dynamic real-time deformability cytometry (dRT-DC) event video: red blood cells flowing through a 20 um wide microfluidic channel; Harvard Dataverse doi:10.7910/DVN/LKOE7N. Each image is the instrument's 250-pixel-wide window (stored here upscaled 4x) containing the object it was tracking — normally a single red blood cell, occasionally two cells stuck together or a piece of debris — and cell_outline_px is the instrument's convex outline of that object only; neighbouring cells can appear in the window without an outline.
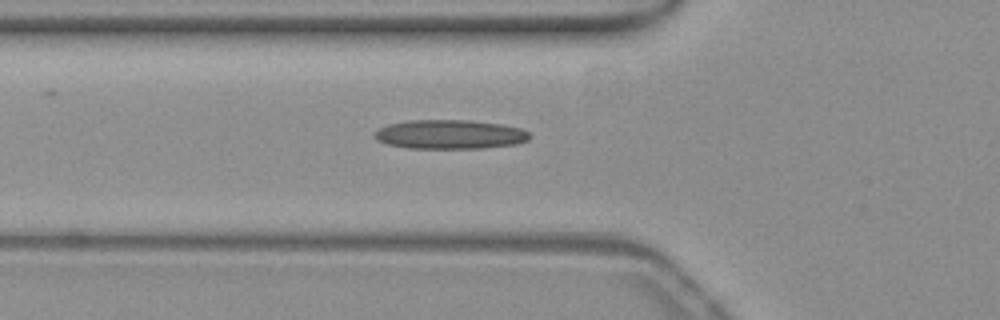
{"species": "common noctule bat (a hibernating species)", "species_latin": "Nyctalus noctula", "temperature_condition": "warm", "stored_images_in_passage": 30, "camera_frame_rate_fps": 3000, "um_per_image_px": 0.085, "animal": {"sex": "female", "body_mass_g": 19.3, "forearm_length_mm": 54.1}, "frame": {"image": 1, "passage_image": 18, "time_ms": 5.667, "image_size_px": [1000, 320], "cell_outline_px": [[532, 136], [528, 140], [516, 144], [484, 148], [408, 148], [388, 144], [376, 140], [372, 132], [388, 124], [408, 120], [468, 120], [500, 124], [520, 128], [528, 132]], "centroid_in_image_um": [38.22, 11.42], "position_along_channel_um": 87.6, "area_um2": 26.41}}
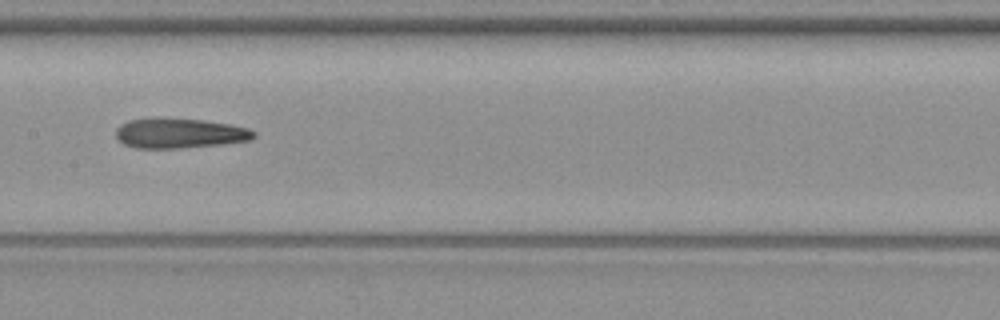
{"frame": {"image": 2, "passage_image": 26, "time_ms": 8.333, "image_size_px": [1000, 320], "cell_outline_px": [[256, 136], [252, 140], [224, 144], [180, 148], [136, 148], [124, 144], [116, 136], [116, 128], [120, 124], [128, 120], [204, 120], [228, 124], [248, 128], [256, 132]], "centroid_in_image_um": [15.32, 11.36], "position_along_channel_um": 192.1, "area_um2": 23.47}}
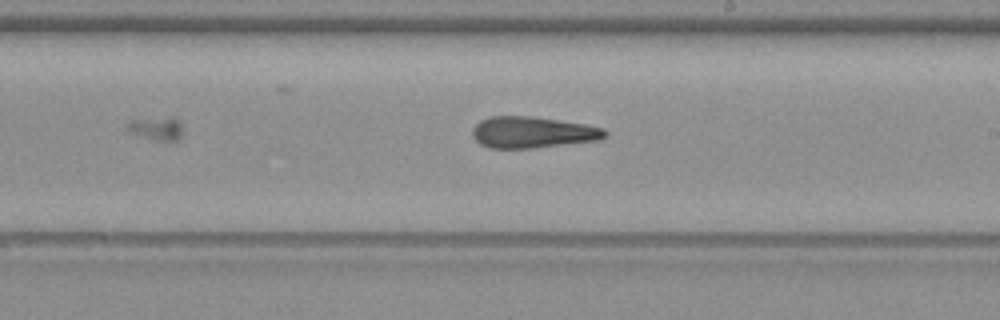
{"frame": {"image": 3, "passage_image": 30, "time_ms": 9.667, "image_size_px": [1000, 320], "cell_outline_px": [[608, 136], [596, 140], [532, 148], [488, 148], [480, 144], [472, 136], [472, 128], [480, 120], [492, 116], [528, 116], [584, 124], [604, 128], [608, 132]], "centroid_in_image_um": [45.23, 11.25], "position_along_channel_um": 243.8, "area_um2": 24.04}}